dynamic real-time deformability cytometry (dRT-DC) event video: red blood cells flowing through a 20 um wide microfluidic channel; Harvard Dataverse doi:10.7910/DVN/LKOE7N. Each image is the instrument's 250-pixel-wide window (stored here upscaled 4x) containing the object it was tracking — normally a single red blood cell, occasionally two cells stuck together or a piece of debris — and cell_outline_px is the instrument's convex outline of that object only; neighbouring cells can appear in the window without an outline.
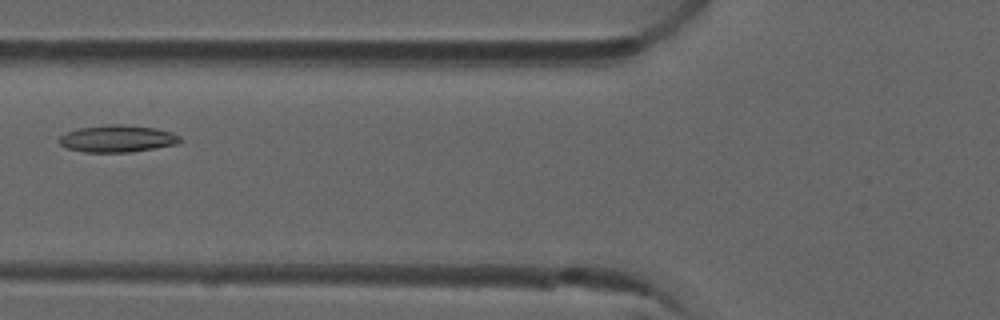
{"species": "common noctule bat (a hibernating species)", "species_latin": "Nyctalus noctula", "temperature_condition": "room temperature", "stored_images_in_passage": 7, "camera_frame_rate_fps": 3000, "um_per_image_px": 0.085, "animal": {"sex": "male", "forearm_length_mm": 52.5}, "frame": {"image": 1, "passage_image": 6, "time_ms": 1.667, "image_size_px": [1000, 320], "cell_outline_px": [[180, 140], [176, 144], [128, 152], [84, 152], [68, 148], [60, 144], [56, 140], [60, 136], [68, 132], [80, 128], [112, 124], [120, 124], [156, 128], [172, 132], [180, 136]], "centroid_in_image_um": [9.95, 11.78], "position_along_channel_um": 115.8, "area_um2": 18.79}}
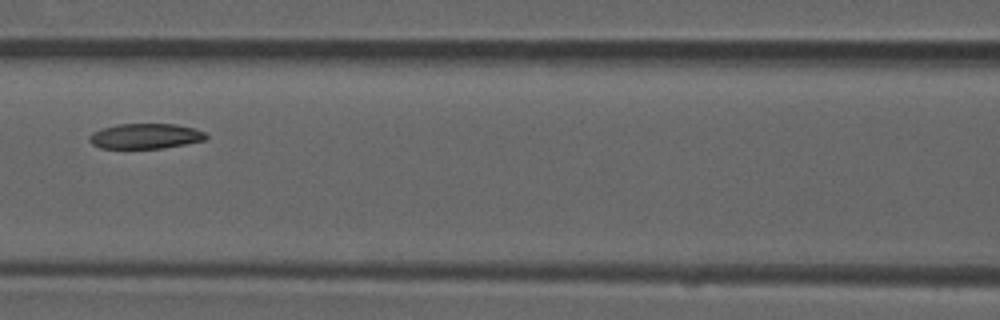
{"frame": {"image": 2, "passage_image": 7, "time_ms": 2.0, "image_size_px": [1000, 320], "cell_outline_px": [[208, 136], [204, 140], [184, 144], [160, 148], [100, 148], [92, 144], [88, 140], [88, 136], [92, 132], [116, 124], [176, 124], [192, 128], [204, 132]], "centroid_in_image_um": [12.31, 11.57], "position_along_channel_um": 154.3, "area_um2": 16.99}}